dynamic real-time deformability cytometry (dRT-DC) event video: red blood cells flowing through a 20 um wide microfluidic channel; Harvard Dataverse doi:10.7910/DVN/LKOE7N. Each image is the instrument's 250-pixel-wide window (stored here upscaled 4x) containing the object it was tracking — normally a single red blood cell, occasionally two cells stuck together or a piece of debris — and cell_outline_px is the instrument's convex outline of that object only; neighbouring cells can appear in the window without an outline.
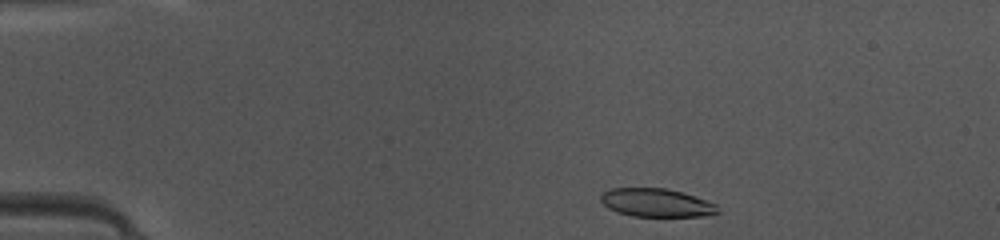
{"species": "common noctule bat (a hibernating species)", "species_latin": "Nyctalus noctula", "temperature_condition": "warm", "stored_images_in_passage": 40, "camera_frame_rate_fps": 3000, "um_per_image_px": 0.085, "animal": {"sex": "female", "body_mass_g": 10.0, "forearm_length_mm": 53.1}, "frame": {"image": 1, "passage_image": 1, "time_ms": 0.0, "image_size_px": [1000, 240], "cell_outline_px": [[720, 212], [712, 216], [632, 216], [616, 212], [608, 208], [600, 200], [600, 196], [604, 192], [612, 188], [668, 188], [716, 204]], "centroid_in_image_um": [55.79, 17.24], "position_along_channel_um": 29.2, "area_um2": 19.25}}
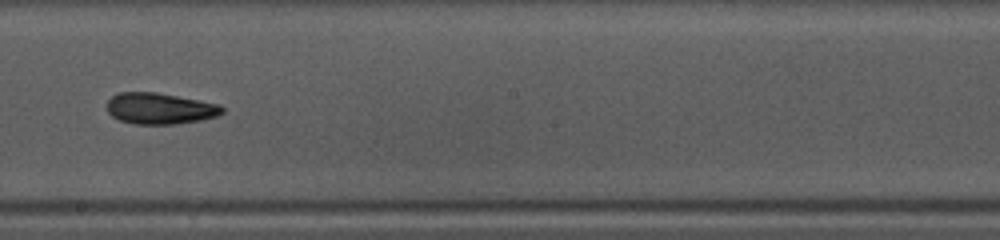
{"frame": {"image": 2, "passage_image": 20, "time_ms": 6.333, "image_size_px": [1000, 240], "cell_outline_px": [[224, 112], [216, 116], [200, 120], [176, 124], [136, 124], [120, 120], [112, 116], [108, 112], [108, 100], [112, 96], [120, 92], [156, 92], [220, 104], [224, 108]], "centroid_in_image_um": [13.6, 9.22], "position_along_channel_um": 234.6, "area_um2": 20.87}}
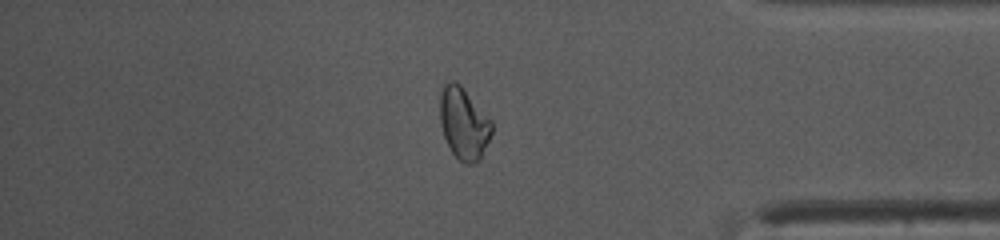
{"frame": {"image": 3, "passage_image": 33, "time_ms": 10.667, "image_size_px": [1000, 240], "cell_outline_px": [[492, 132], [480, 160], [476, 164], [464, 164], [452, 152], [444, 136], [440, 124], [440, 96], [444, 84], [448, 80], [452, 80], [460, 84], [492, 120]], "centroid_in_image_um": [39.42, 10.49], "position_along_channel_um": 395.8, "area_um2": 21.73}, "authors_computed_cell_mechanics": {"area_um2": 21.0103, "velocity_mm_per_s": 4.1873, "shape_relaxation_time_tau1_ms": 3.7568, "shape_relaxation_time_tau2_ms": 3.5647, "deformation_change_tau1": 0.1183, "deformation_change_tau2": 0.1066}}